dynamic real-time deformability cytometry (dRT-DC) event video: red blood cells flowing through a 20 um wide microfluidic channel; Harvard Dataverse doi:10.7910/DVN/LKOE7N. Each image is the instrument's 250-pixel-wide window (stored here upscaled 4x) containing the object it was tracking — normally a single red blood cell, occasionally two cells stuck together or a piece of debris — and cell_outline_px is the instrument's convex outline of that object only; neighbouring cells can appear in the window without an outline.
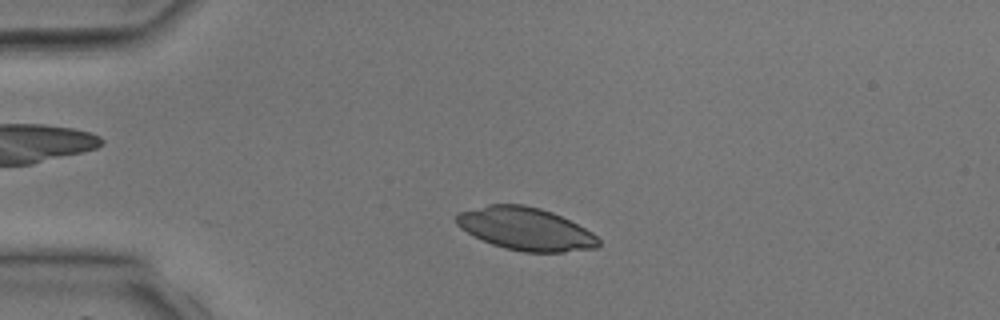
{"species": "common noctule bat (a hibernating species)", "species_latin": "Nyctalus noctula", "temperature_condition": "room temperature", "stored_images_in_passage": 28, "camera_frame_rate_fps": 3000, "um_per_image_px": 0.085, "animal": {"sex": "male", "body_mass_g": 17.9, "forearm_length_mm": 54.2}, "frame": {"image": 1, "passage_image": 6, "time_ms": 1.667, "image_size_px": [1000, 320], "cell_outline_px": [[600, 244], [596, 248], [564, 252], [524, 252], [504, 248], [492, 244], [460, 228], [456, 224], [456, 212], [488, 204], [524, 204], [540, 208], [552, 212], [592, 232], [600, 240]], "centroid_in_image_um": [44.66, 19.45], "position_along_channel_um": 40.3, "area_um2": 35.32}}
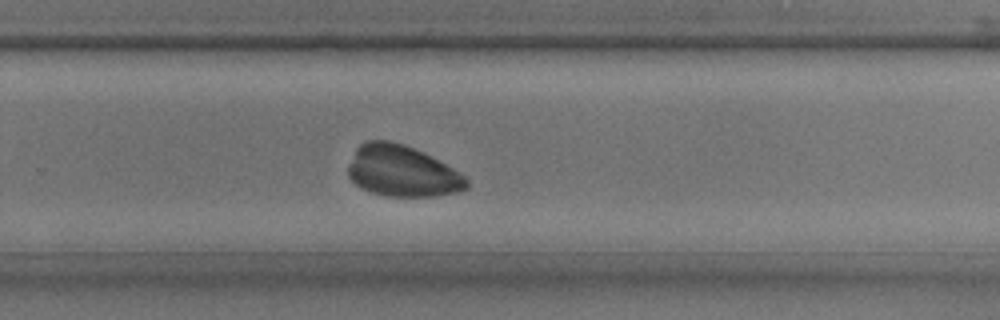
{"frame": {"image": 2, "passage_image": 23, "time_ms": 7.333, "image_size_px": [1000, 320], "cell_outline_px": [[468, 188], [456, 192], [436, 196], [388, 196], [372, 192], [360, 188], [348, 176], [348, 168], [356, 148], [364, 140], [388, 140], [404, 144], [424, 152], [460, 172], [468, 180]], "centroid_in_image_um": [34.18, 14.54], "position_along_channel_um": 295.6, "area_um2": 35.32}}
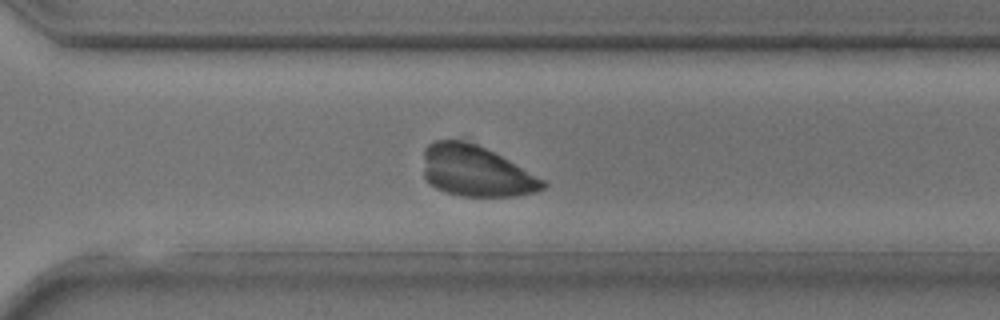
{"frame": {"image": 3, "passage_image": 25, "time_ms": 8.0, "image_size_px": [1000, 320], "cell_outline_px": [[548, 184], [544, 188], [532, 192], [516, 196], [460, 196], [444, 192], [436, 188], [424, 176], [424, 148], [428, 144], [436, 140], [460, 140], [476, 144], [508, 160], [544, 180]], "centroid_in_image_um": [40.42, 14.55], "position_along_channel_um": 330.2, "area_um2": 35.03}}